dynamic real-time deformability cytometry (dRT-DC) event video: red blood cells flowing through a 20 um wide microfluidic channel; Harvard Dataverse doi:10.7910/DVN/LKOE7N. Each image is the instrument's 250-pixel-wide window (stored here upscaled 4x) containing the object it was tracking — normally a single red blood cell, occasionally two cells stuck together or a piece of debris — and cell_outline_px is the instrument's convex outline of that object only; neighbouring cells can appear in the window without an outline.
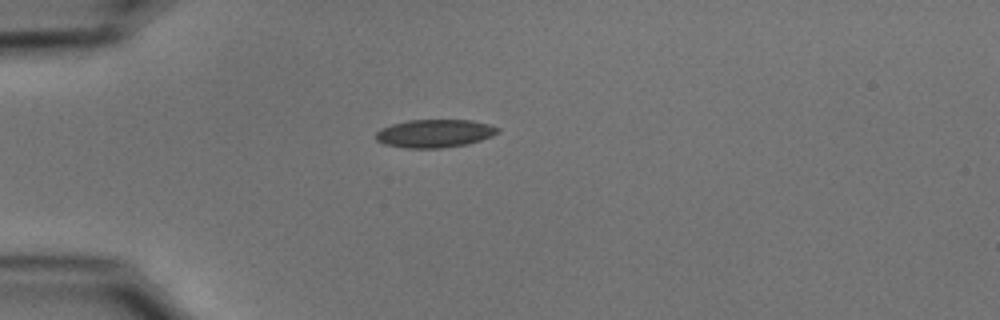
{"species": "common noctule bat (a hibernating species)", "species_latin": "Nyctalus noctula", "temperature_condition": "cold", "stored_images_in_passage": 40, "camera_frame_rate_fps": 3000, "um_per_image_px": 0.085, "animal": {"sex": "male", "body_mass_g": 15.6}, "frame": {"image": 1, "passage_image": 1, "time_ms": 0.0, "image_size_px": [1000, 320], "cell_outline_px": [[500, 132], [492, 136], [468, 144], [440, 148], [404, 148], [384, 144], [376, 140], [376, 132], [380, 128], [392, 124], [408, 120], [472, 120], [488, 124], [500, 128]], "centroid_in_image_um": [36.94, 11.34], "position_along_channel_um": 48.1, "area_um2": 20.06}}
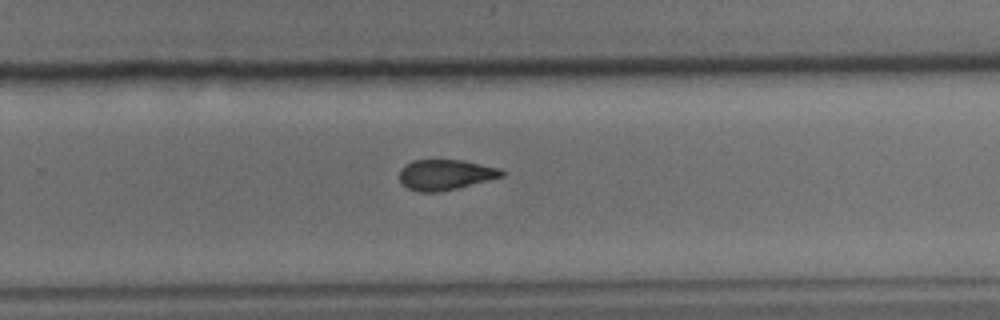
{"frame": {"image": 2, "passage_image": 22, "time_ms": 7.0, "image_size_px": [1000, 320], "cell_outline_px": [[504, 176], [440, 192], [420, 192], [408, 188], [400, 184], [400, 168], [404, 164], [412, 160], [464, 160], [500, 168], [504, 172]], "centroid_in_image_um": [37.82, 14.84], "position_along_channel_um": 292.0, "area_um2": 18.21}}
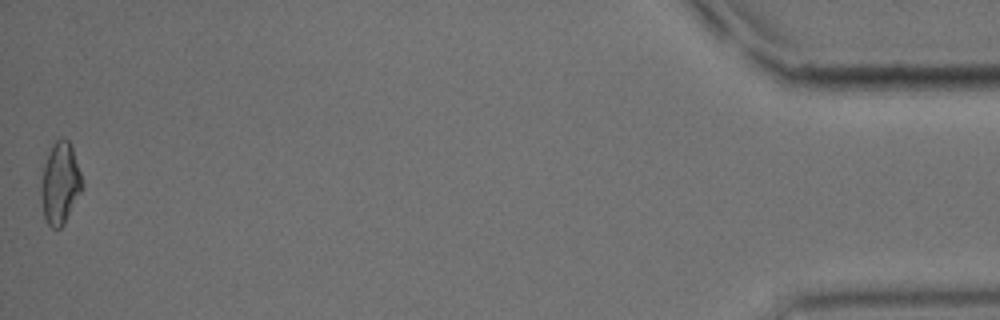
{"frame": {"image": 3, "passage_image": 40, "time_ms": 13.0, "image_size_px": [1000, 320], "cell_outline_px": [[84, 184], [64, 224], [60, 228], [52, 228], [44, 220], [40, 196], [40, 184], [44, 164], [52, 144], [60, 136], [64, 136], [72, 144]], "centroid_in_image_um": [5.1, 15.55], "position_along_channel_um": 430.1, "area_um2": 19.88}, "authors_computed_cell_mechanics": {"area_um2": 19.1318, "velocity_mm_per_s": 3.7451, "shape_relaxation_time_tau1_ms": 10.7916, "shape_relaxation_time_tau2_ms": 4.5579, "deformation_change_tau1": 0.1906, "deformation_change_tau2": 0.103}}